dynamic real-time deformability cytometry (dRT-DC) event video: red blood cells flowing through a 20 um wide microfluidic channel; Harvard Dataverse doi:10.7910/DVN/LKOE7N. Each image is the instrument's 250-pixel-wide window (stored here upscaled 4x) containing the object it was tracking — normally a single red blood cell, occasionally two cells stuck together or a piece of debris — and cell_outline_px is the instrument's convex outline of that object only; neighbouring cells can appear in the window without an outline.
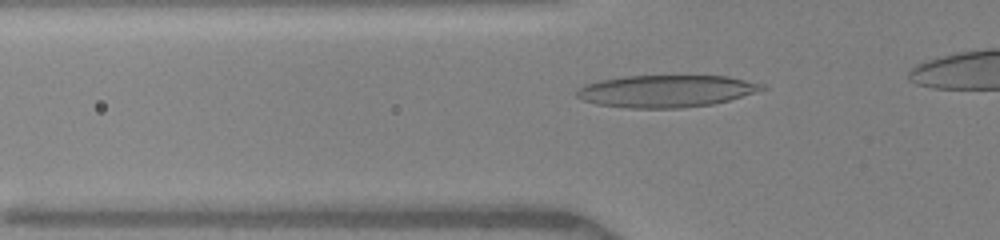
{"species": "human", "species_latin": "Homo sapiens", "temperature_condition": "warm", "stored_images_in_passage": 18, "segment_of_instrument_passage": [1, 2], "camera_frame_rate_fps": 3000, "um_per_image_px": 0.085, "donor": {"sex": "female"}, "frame": {"image": 1, "passage_image": 11, "time_ms": 3.667, "image_size_px": [1000, 240], "cell_outline_px": [[768, 88], [728, 100], [712, 104], [680, 108], [628, 108], [596, 104], [584, 100], [576, 96], [576, 88], [584, 84], [600, 80], [624, 76], [728, 76], [764, 84]], "centroid_in_image_um": [56.58, 7.74], "position_along_channel_um": 69.2, "area_um2": 34.68}}
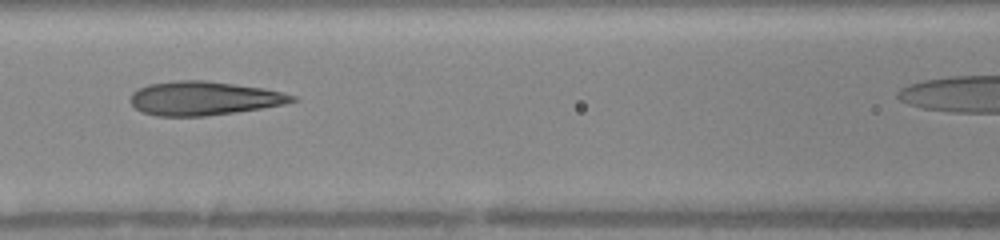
{"frame": {"image": 2, "passage_image": 16, "time_ms": 5.667, "image_size_px": [1000, 240], "cell_outline_px": [[300, 100], [284, 104], [236, 112], [204, 116], [156, 116], [140, 112], [128, 100], [132, 92], [148, 84], [180, 80], [204, 80], [264, 88], [296, 96]], "centroid_in_image_um": [17.3, 8.36], "position_along_channel_um": 149.3, "area_um2": 31.91}}